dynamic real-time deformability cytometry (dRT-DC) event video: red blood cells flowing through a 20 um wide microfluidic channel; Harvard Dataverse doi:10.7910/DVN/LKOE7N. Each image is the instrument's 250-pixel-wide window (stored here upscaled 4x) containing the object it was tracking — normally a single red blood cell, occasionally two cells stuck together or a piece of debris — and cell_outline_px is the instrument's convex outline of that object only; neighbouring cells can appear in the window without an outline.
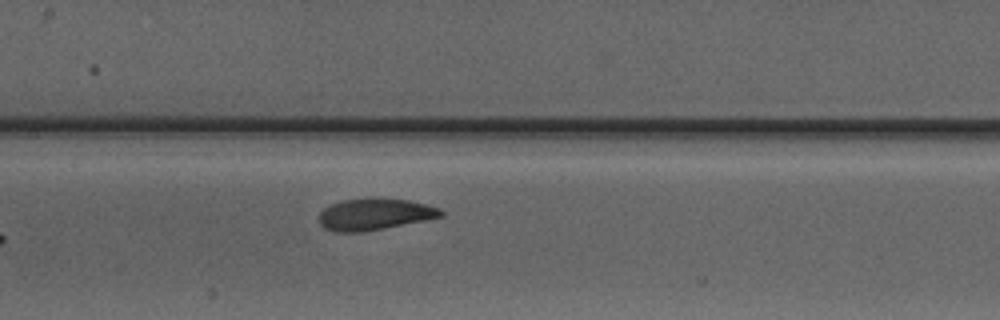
{"species": "Egyptian fruit bat (a non-hibernating species)", "species_latin": "Rousettus aegyptiacus", "temperature_condition": "warm", "stored_images_in_passage": 5, "camera_frame_rate_fps": 3000, "um_per_image_px": 0.085, "animal": {"sex": "male"}, "frame": {"image": 1, "passage_image": 5, "time_ms": 4.667, "image_size_px": [1000, 320], "cell_outline_px": [[444, 216], [364, 232], [332, 232], [324, 228], [320, 224], [320, 212], [324, 208], [340, 200], [376, 196], [408, 200], [428, 204], [440, 208], [444, 212]], "centroid_in_image_um": [31.85, 18.19], "position_along_channel_um": 175.6, "area_um2": 22.89}}